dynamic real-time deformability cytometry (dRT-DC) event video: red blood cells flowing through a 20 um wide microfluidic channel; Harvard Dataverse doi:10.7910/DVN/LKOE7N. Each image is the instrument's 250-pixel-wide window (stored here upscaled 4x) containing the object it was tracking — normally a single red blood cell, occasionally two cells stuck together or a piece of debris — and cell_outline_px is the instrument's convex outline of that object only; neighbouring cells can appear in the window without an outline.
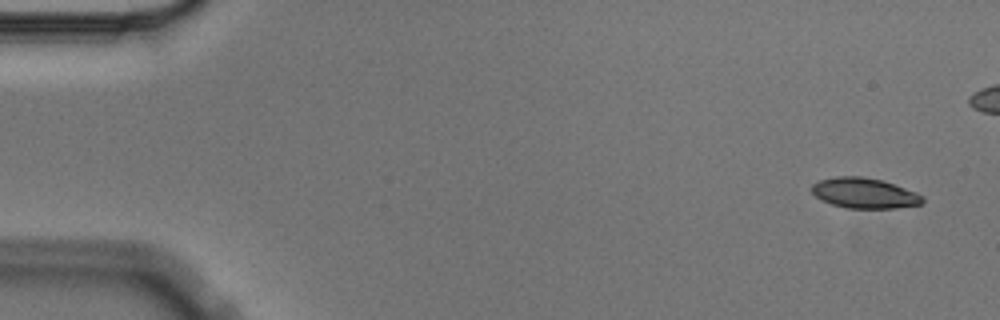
{"species": "Egyptian fruit bat (a non-hibernating species)", "species_latin": "Rousettus aegyptiacus", "temperature_condition": "cold", "stored_images_in_passage": 9, "camera_frame_rate_fps": 3000, "um_per_image_px": 0.085, "animal": {"sex": "male"}, "frame": {"image": 1, "passage_image": 1, "time_ms": 0.0, "image_size_px": [1000, 320], "cell_outline_px": [[924, 200], [920, 204], [896, 208], [848, 208], [832, 204], [816, 196], [812, 192], [812, 184], [820, 180], [836, 176], [860, 176], [884, 180], [916, 192], [924, 196]], "centroid_in_image_um": [73.5, 16.4], "position_along_channel_um": 11.5, "area_um2": 19.54}}
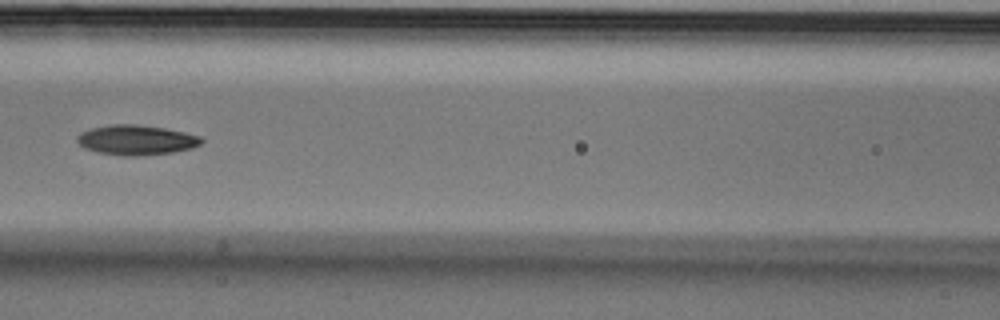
{"frame": {"image": 2, "passage_image": 7, "time_ms": 2.0, "image_size_px": [1000, 320], "cell_outline_px": [[204, 140], [200, 144], [192, 148], [172, 152], [136, 156], [124, 156], [96, 152], [84, 148], [76, 140], [76, 136], [80, 132], [92, 128], [112, 124], [136, 124], [164, 128], [184, 132], [200, 136]], "centroid_in_image_um": [11.56, 11.9], "position_along_channel_um": 155.0, "area_um2": 21.68}}
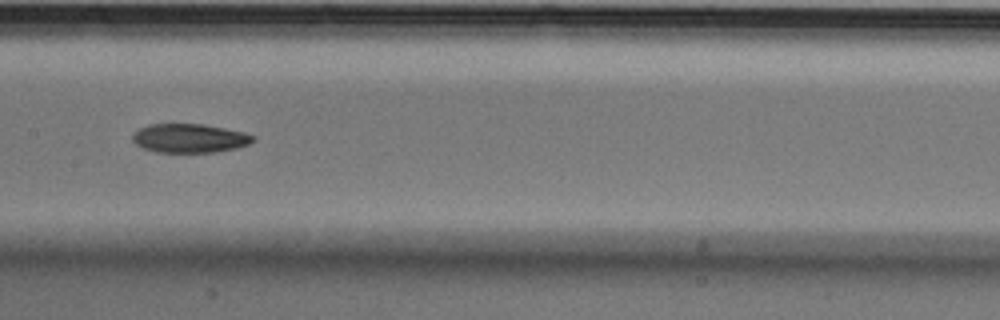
{"frame": {"image": 3, "passage_image": 8, "time_ms": 2.333, "image_size_px": [1000, 320], "cell_outline_px": [[256, 140], [248, 144], [236, 148], [216, 152], [156, 152], [144, 148], [136, 144], [132, 140], [132, 136], [140, 128], [148, 124], [204, 124], [244, 132], [256, 136]], "centroid_in_image_um": [16.14, 11.75], "position_along_channel_um": 191.3, "area_um2": 20.29}}